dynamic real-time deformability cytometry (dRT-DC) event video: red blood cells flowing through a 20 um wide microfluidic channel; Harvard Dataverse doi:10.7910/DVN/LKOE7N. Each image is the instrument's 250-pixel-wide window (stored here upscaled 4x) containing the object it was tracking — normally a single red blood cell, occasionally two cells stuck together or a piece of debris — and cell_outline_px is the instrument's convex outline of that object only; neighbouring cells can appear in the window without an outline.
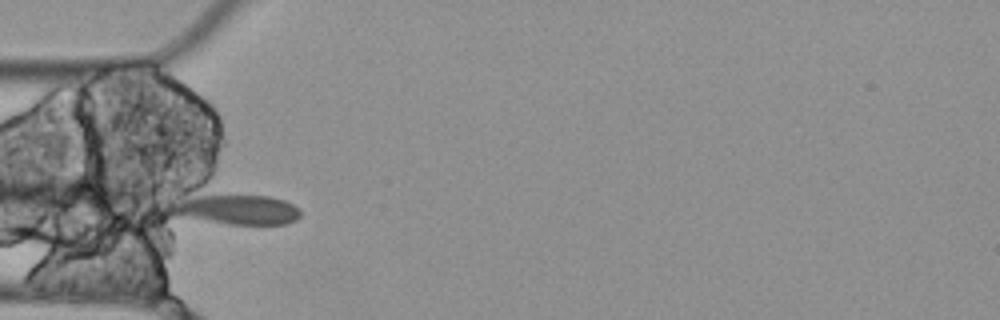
{"species": "Egyptian fruit bat (a non-hibernating species)", "species_latin": "Rousettus aegyptiacus", "temperature_condition": "cold", "stored_images_in_passage": 4, "camera_frame_rate_fps": 3000, "um_per_image_px": 0.085, "animal": {"sex": "female"}, "frame": {"image": 1, "passage_image": 4, "time_ms": 1.0, "image_size_px": [1000, 320], "cell_outline_px": [[300, 216], [296, 220], [284, 224], [228, 224], [176, 216], [172, 212], [168, 204], [168, 200], [200, 196], [268, 196], [284, 200], [300, 208]], "centroid_in_image_um": [20.07, 17.82], "position_along_channel_um": 64.9, "area_um2": 22.48}}